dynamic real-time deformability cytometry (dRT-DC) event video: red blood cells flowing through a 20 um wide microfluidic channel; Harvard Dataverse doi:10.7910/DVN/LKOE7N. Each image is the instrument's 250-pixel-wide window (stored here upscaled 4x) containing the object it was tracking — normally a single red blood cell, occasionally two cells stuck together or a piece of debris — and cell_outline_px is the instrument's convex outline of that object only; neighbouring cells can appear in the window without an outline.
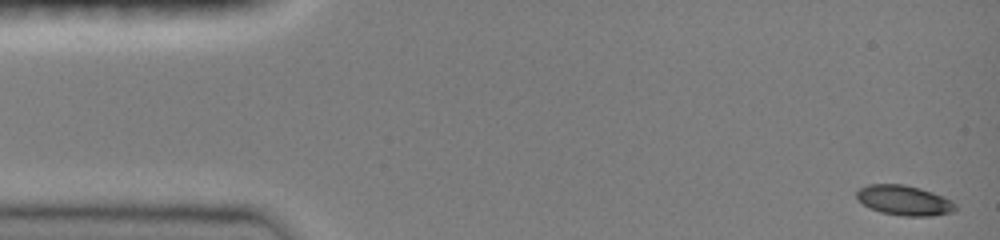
{"species": "common noctule bat (a hibernating species)", "species_latin": "Nyctalus noctula", "temperature_condition": "room temperature", "stored_images_in_passage": 46, "camera_frame_rate_fps": 3000, "um_per_image_px": 0.085, "animal": {"sex": "female", "body_mass_g": 19.0, "forearm_length_mm": 51.5}, "frame": {"image": 1, "passage_image": 1, "time_ms": 0.0, "image_size_px": [1000, 240], "cell_outline_px": [[956, 208], [952, 212], [932, 216], [904, 216], [880, 212], [864, 204], [856, 196], [856, 192], [860, 188], [868, 184], [904, 184], [920, 188], [932, 192], [956, 204]], "centroid_in_image_um": [76.84, 17.03], "position_along_channel_um": 8.2, "area_um2": 16.99}}
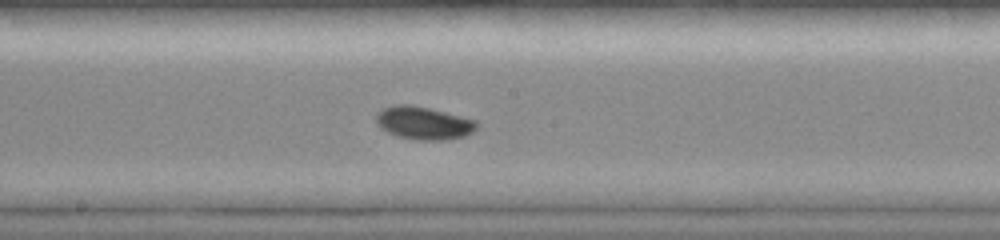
{"frame": {"image": 2, "passage_image": 25, "time_ms": 8.0, "image_size_px": [1000, 240], "cell_outline_px": [[476, 128], [472, 132], [464, 136], [448, 140], [420, 140], [400, 136], [388, 132], [380, 128], [376, 124], [376, 112], [384, 108], [396, 104], [412, 104], [476, 120]], "centroid_in_image_um": [35.97, 10.45], "position_along_channel_um": 212.2, "area_um2": 19.13}}
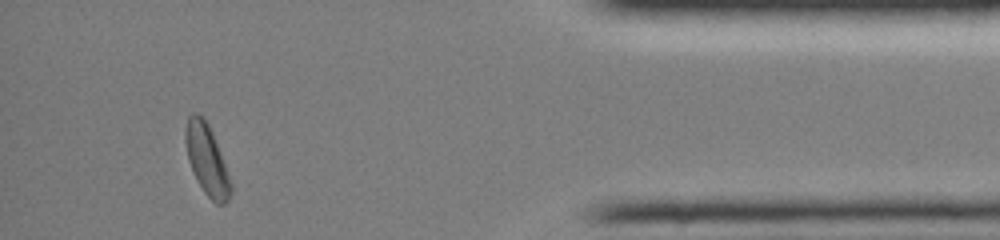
{"frame": {"image": 3, "passage_image": 43, "time_ms": 14.0, "image_size_px": [1000, 240], "cell_outline_px": [[232, 192], [228, 200], [224, 204], [216, 204], [204, 192], [188, 160], [184, 140], [184, 128], [188, 116], [192, 112], [196, 112], [204, 116], [212, 132], [232, 184]], "centroid_in_image_um": [17.56, 13.53], "position_along_channel_um": 417.6, "area_um2": 18.5}, "authors_computed_cell_mechanics": {"area_um2": 17.8602, "velocity_mm_per_s": 4.0306, "shape_relaxation_time_tau1_ms": 5.2801, "shape_relaxation_time_tau2_ms": null, "deformation_change_tau1": 0.1355, "deformation_change_tau2": null}}